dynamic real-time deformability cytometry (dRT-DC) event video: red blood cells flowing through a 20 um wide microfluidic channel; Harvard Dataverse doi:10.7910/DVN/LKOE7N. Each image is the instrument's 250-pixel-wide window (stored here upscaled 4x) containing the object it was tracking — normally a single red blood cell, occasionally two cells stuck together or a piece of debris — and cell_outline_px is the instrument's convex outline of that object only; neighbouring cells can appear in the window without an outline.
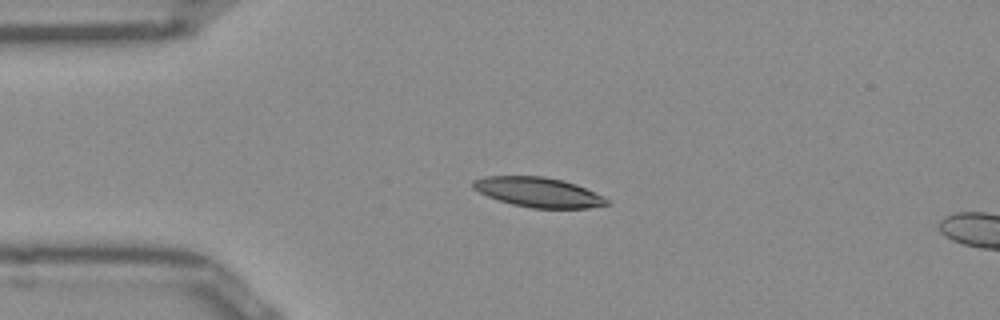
{"species": "Egyptian fruit bat (a non-hibernating species)", "species_latin": "Rousettus aegyptiacus", "temperature_condition": "room temperature", "stored_images_in_passage": 15, "camera_frame_rate_fps": 3000, "um_per_image_px": 0.085, "frame": {"image": 1, "passage_image": 11, "time_ms": 3.333, "image_size_px": [1000, 320], "cell_outline_px": [[612, 204], [588, 208], [532, 208], [512, 204], [488, 196], [472, 188], [472, 180], [484, 176], [544, 176], [564, 180], [576, 184], [604, 196]], "centroid_in_image_um": [45.78, 16.33], "position_along_channel_um": 39.2, "area_um2": 23.29}}